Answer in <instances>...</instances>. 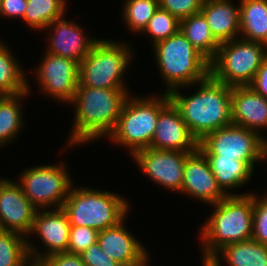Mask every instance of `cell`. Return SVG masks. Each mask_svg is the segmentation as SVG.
Returning <instances> with one entry per match:
<instances>
[{
	"instance_id": "1",
	"label": "cell",
	"mask_w": 267,
	"mask_h": 266,
	"mask_svg": "<svg viewBox=\"0 0 267 266\" xmlns=\"http://www.w3.org/2000/svg\"><path fill=\"white\" fill-rule=\"evenodd\" d=\"M198 87L189 96L181 94L180 87L173 89L168 95L199 143L213 131L232 124V87L216 81L210 75L199 82Z\"/></svg>"
},
{
	"instance_id": "2",
	"label": "cell",
	"mask_w": 267,
	"mask_h": 266,
	"mask_svg": "<svg viewBox=\"0 0 267 266\" xmlns=\"http://www.w3.org/2000/svg\"><path fill=\"white\" fill-rule=\"evenodd\" d=\"M127 89L78 87L73 101L75 117L68 147L93 142L114 131L127 97Z\"/></svg>"
},
{
	"instance_id": "3",
	"label": "cell",
	"mask_w": 267,
	"mask_h": 266,
	"mask_svg": "<svg viewBox=\"0 0 267 266\" xmlns=\"http://www.w3.org/2000/svg\"><path fill=\"white\" fill-rule=\"evenodd\" d=\"M213 213L199 231L203 259H211L223 246L252 238L254 193L227 195L210 205Z\"/></svg>"
},
{
	"instance_id": "4",
	"label": "cell",
	"mask_w": 267,
	"mask_h": 266,
	"mask_svg": "<svg viewBox=\"0 0 267 266\" xmlns=\"http://www.w3.org/2000/svg\"><path fill=\"white\" fill-rule=\"evenodd\" d=\"M157 66L167 85L166 93L190 87L210 75V62L179 30L153 46Z\"/></svg>"
},
{
	"instance_id": "5",
	"label": "cell",
	"mask_w": 267,
	"mask_h": 266,
	"mask_svg": "<svg viewBox=\"0 0 267 266\" xmlns=\"http://www.w3.org/2000/svg\"><path fill=\"white\" fill-rule=\"evenodd\" d=\"M62 209L71 226H85L100 232L127 218L129 204L116 193L73 186Z\"/></svg>"
},
{
	"instance_id": "6",
	"label": "cell",
	"mask_w": 267,
	"mask_h": 266,
	"mask_svg": "<svg viewBox=\"0 0 267 266\" xmlns=\"http://www.w3.org/2000/svg\"><path fill=\"white\" fill-rule=\"evenodd\" d=\"M158 96L129 95L114 131L108 136L111 142L127 147L131 156L151 145L159 113L170 102L168 93Z\"/></svg>"
},
{
	"instance_id": "7",
	"label": "cell",
	"mask_w": 267,
	"mask_h": 266,
	"mask_svg": "<svg viewBox=\"0 0 267 266\" xmlns=\"http://www.w3.org/2000/svg\"><path fill=\"white\" fill-rule=\"evenodd\" d=\"M132 51L122 41L100 39L80 63L78 87L127 89L124 75L133 60Z\"/></svg>"
},
{
	"instance_id": "8",
	"label": "cell",
	"mask_w": 267,
	"mask_h": 266,
	"mask_svg": "<svg viewBox=\"0 0 267 266\" xmlns=\"http://www.w3.org/2000/svg\"><path fill=\"white\" fill-rule=\"evenodd\" d=\"M266 57L267 46L259 42L237 38L221 43L210 61V76L230 87L249 86Z\"/></svg>"
},
{
	"instance_id": "9",
	"label": "cell",
	"mask_w": 267,
	"mask_h": 266,
	"mask_svg": "<svg viewBox=\"0 0 267 266\" xmlns=\"http://www.w3.org/2000/svg\"><path fill=\"white\" fill-rule=\"evenodd\" d=\"M65 164L31 167L19 176L18 184L37 210L62 208L74 182Z\"/></svg>"
},
{
	"instance_id": "10",
	"label": "cell",
	"mask_w": 267,
	"mask_h": 266,
	"mask_svg": "<svg viewBox=\"0 0 267 266\" xmlns=\"http://www.w3.org/2000/svg\"><path fill=\"white\" fill-rule=\"evenodd\" d=\"M264 134L231 124L208 134L198 148L205 155H221L246 162L253 170L255 163L263 161Z\"/></svg>"
},
{
	"instance_id": "11",
	"label": "cell",
	"mask_w": 267,
	"mask_h": 266,
	"mask_svg": "<svg viewBox=\"0 0 267 266\" xmlns=\"http://www.w3.org/2000/svg\"><path fill=\"white\" fill-rule=\"evenodd\" d=\"M80 64L73 59L46 51L44 58L35 68L41 91L59 102L71 103L79 85Z\"/></svg>"
},
{
	"instance_id": "12",
	"label": "cell",
	"mask_w": 267,
	"mask_h": 266,
	"mask_svg": "<svg viewBox=\"0 0 267 266\" xmlns=\"http://www.w3.org/2000/svg\"><path fill=\"white\" fill-rule=\"evenodd\" d=\"M188 152L145 148L132 155L136 165L155 184L174 192L182 191L183 171Z\"/></svg>"
},
{
	"instance_id": "13",
	"label": "cell",
	"mask_w": 267,
	"mask_h": 266,
	"mask_svg": "<svg viewBox=\"0 0 267 266\" xmlns=\"http://www.w3.org/2000/svg\"><path fill=\"white\" fill-rule=\"evenodd\" d=\"M39 211V212H38ZM42 211V212H41ZM37 210L30 234L39 236L45 251H38L37 247L27 239L29 257L32 263L38 264L47 256L67 252L69 245L70 221L62 208L49 211Z\"/></svg>"
},
{
	"instance_id": "14",
	"label": "cell",
	"mask_w": 267,
	"mask_h": 266,
	"mask_svg": "<svg viewBox=\"0 0 267 266\" xmlns=\"http://www.w3.org/2000/svg\"><path fill=\"white\" fill-rule=\"evenodd\" d=\"M37 209L17 182L0 178V229L29 236Z\"/></svg>"
},
{
	"instance_id": "15",
	"label": "cell",
	"mask_w": 267,
	"mask_h": 266,
	"mask_svg": "<svg viewBox=\"0 0 267 266\" xmlns=\"http://www.w3.org/2000/svg\"><path fill=\"white\" fill-rule=\"evenodd\" d=\"M183 193L206 205L215 204L227 196L218 186L210 164L199 148L186 156L181 194Z\"/></svg>"
},
{
	"instance_id": "16",
	"label": "cell",
	"mask_w": 267,
	"mask_h": 266,
	"mask_svg": "<svg viewBox=\"0 0 267 266\" xmlns=\"http://www.w3.org/2000/svg\"><path fill=\"white\" fill-rule=\"evenodd\" d=\"M198 144L179 110L170 101L159 113L150 148L192 153Z\"/></svg>"
},
{
	"instance_id": "17",
	"label": "cell",
	"mask_w": 267,
	"mask_h": 266,
	"mask_svg": "<svg viewBox=\"0 0 267 266\" xmlns=\"http://www.w3.org/2000/svg\"><path fill=\"white\" fill-rule=\"evenodd\" d=\"M70 21L63 16L47 26L45 30L53 29L50 31L52 35L48 37L47 52L73 59L80 64L100 39L89 38L84 34L85 29Z\"/></svg>"
},
{
	"instance_id": "18",
	"label": "cell",
	"mask_w": 267,
	"mask_h": 266,
	"mask_svg": "<svg viewBox=\"0 0 267 266\" xmlns=\"http://www.w3.org/2000/svg\"><path fill=\"white\" fill-rule=\"evenodd\" d=\"M125 220L98 233L100 248L121 266H130L143 261L148 249L125 227Z\"/></svg>"
},
{
	"instance_id": "19",
	"label": "cell",
	"mask_w": 267,
	"mask_h": 266,
	"mask_svg": "<svg viewBox=\"0 0 267 266\" xmlns=\"http://www.w3.org/2000/svg\"><path fill=\"white\" fill-rule=\"evenodd\" d=\"M232 124L260 134L267 128V99L250 86H234L231 95Z\"/></svg>"
},
{
	"instance_id": "20",
	"label": "cell",
	"mask_w": 267,
	"mask_h": 266,
	"mask_svg": "<svg viewBox=\"0 0 267 266\" xmlns=\"http://www.w3.org/2000/svg\"><path fill=\"white\" fill-rule=\"evenodd\" d=\"M231 0H204V15L214 38L221 44L240 35V8Z\"/></svg>"
},
{
	"instance_id": "21",
	"label": "cell",
	"mask_w": 267,
	"mask_h": 266,
	"mask_svg": "<svg viewBox=\"0 0 267 266\" xmlns=\"http://www.w3.org/2000/svg\"><path fill=\"white\" fill-rule=\"evenodd\" d=\"M218 186L226 195H246L249 193L235 194L227 190L239 188L246 184L253 176V170L246 162L235 158H221V155H205Z\"/></svg>"
},
{
	"instance_id": "22",
	"label": "cell",
	"mask_w": 267,
	"mask_h": 266,
	"mask_svg": "<svg viewBox=\"0 0 267 266\" xmlns=\"http://www.w3.org/2000/svg\"><path fill=\"white\" fill-rule=\"evenodd\" d=\"M240 34L242 39L267 46V0H240Z\"/></svg>"
},
{
	"instance_id": "23",
	"label": "cell",
	"mask_w": 267,
	"mask_h": 266,
	"mask_svg": "<svg viewBox=\"0 0 267 266\" xmlns=\"http://www.w3.org/2000/svg\"><path fill=\"white\" fill-rule=\"evenodd\" d=\"M222 258L228 266H267V245L254 239L223 246L212 258Z\"/></svg>"
},
{
	"instance_id": "24",
	"label": "cell",
	"mask_w": 267,
	"mask_h": 266,
	"mask_svg": "<svg viewBox=\"0 0 267 266\" xmlns=\"http://www.w3.org/2000/svg\"><path fill=\"white\" fill-rule=\"evenodd\" d=\"M179 30L209 62L216 56L220 43L201 12L181 19Z\"/></svg>"
},
{
	"instance_id": "25",
	"label": "cell",
	"mask_w": 267,
	"mask_h": 266,
	"mask_svg": "<svg viewBox=\"0 0 267 266\" xmlns=\"http://www.w3.org/2000/svg\"><path fill=\"white\" fill-rule=\"evenodd\" d=\"M29 84L27 91L17 95H4L0 99V147L14 141L25 124L20 100L29 95Z\"/></svg>"
},
{
	"instance_id": "26",
	"label": "cell",
	"mask_w": 267,
	"mask_h": 266,
	"mask_svg": "<svg viewBox=\"0 0 267 266\" xmlns=\"http://www.w3.org/2000/svg\"><path fill=\"white\" fill-rule=\"evenodd\" d=\"M12 55L11 49L0 40V93L17 95L28 90L24 68Z\"/></svg>"
},
{
	"instance_id": "27",
	"label": "cell",
	"mask_w": 267,
	"mask_h": 266,
	"mask_svg": "<svg viewBox=\"0 0 267 266\" xmlns=\"http://www.w3.org/2000/svg\"><path fill=\"white\" fill-rule=\"evenodd\" d=\"M65 0H27L22 19L30 28L44 30L56 19L63 17L67 9Z\"/></svg>"
},
{
	"instance_id": "28",
	"label": "cell",
	"mask_w": 267,
	"mask_h": 266,
	"mask_svg": "<svg viewBox=\"0 0 267 266\" xmlns=\"http://www.w3.org/2000/svg\"><path fill=\"white\" fill-rule=\"evenodd\" d=\"M27 238L20 233L0 229V266H30Z\"/></svg>"
},
{
	"instance_id": "29",
	"label": "cell",
	"mask_w": 267,
	"mask_h": 266,
	"mask_svg": "<svg viewBox=\"0 0 267 266\" xmlns=\"http://www.w3.org/2000/svg\"><path fill=\"white\" fill-rule=\"evenodd\" d=\"M158 8L159 0H126L122 10L125 25L140 34Z\"/></svg>"
},
{
	"instance_id": "30",
	"label": "cell",
	"mask_w": 267,
	"mask_h": 266,
	"mask_svg": "<svg viewBox=\"0 0 267 266\" xmlns=\"http://www.w3.org/2000/svg\"><path fill=\"white\" fill-rule=\"evenodd\" d=\"M180 29V20L171 15L168 11L158 8L148 22L147 26L140 33H145L151 38L153 46L170 36L176 34Z\"/></svg>"
},
{
	"instance_id": "31",
	"label": "cell",
	"mask_w": 267,
	"mask_h": 266,
	"mask_svg": "<svg viewBox=\"0 0 267 266\" xmlns=\"http://www.w3.org/2000/svg\"><path fill=\"white\" fill-rule=\"evenodd\" d=\"M98 231L85 226H71L68 253L81 254L98 241Z\"/></svg>"
},
{
	"instance_id": "32",
	"label": "cell",
	"mask_w": 267,
	"mask_h": 266,
	"mask_svg": "<svg viewBox=\"0 0 267 266\" xmlns=\"http://www.w3.org/2000/svg\"><path fill=\"white\" fill-rule=\"evenodd\" d=\"M252 239L267 245V194L261 199L254 194Z\"/></svg>"
},
{
	"instance_id": "33",
	"label": "cell",
	"mask_w": 267,
	"mask_h": 266,
	"mask_svg": "<svg viewBox=\"0 0 267 266\" xmlns=\"http://www.w3.org/2000/svg\"><path fill=\"white\" fill-rule=\"evenodd\" d=\"M204 0H159V7L179 20L199 13Z\"/></svg>"
},
{
	"instance_id": "34",
	"label": "cell",
	"mask_w": 267,
	"mask_h": 266,
	"mask_svg": "<svg viewBox=\"0 0 267 266\" xmlns=\"http://www.w3.org/2000/svg\"><path fill=\"white\" fill-rule=\"evenodd\" d=\"M80 256L86 266H121L100 248L98 242L83 251Z\"/></svg>"
},
{
	"instance_id": "35",
	"label": "cell",
	"mask_w": 267,
	"mask_h": 266,
	"mask_svg": "<svg viewBox=\"0 0 267 266\" xmlns=\"http://www.w3.org/2000/svg\"><path fill=\"white\" fill-rule=\"evenodd\" d=\"M38 264L40 266H86L80 254H72L68 252L47 256Z\"/></svg>"
},
{
	"instance_id": "36",
	"label": "cell",
	"mask_w": 267,
	"mask_h": 266,
	"mask_svg": "<svg viewBox=\"0 0 267 266\" xmlns=\"http://www.w3.org/2000/svg\"><path fill=\"white\" fill-rule=\"evenodd\" d=\"M27 8V0H1V15L3 17L24 18Z\"/></svg>"
},
{
	"instance_id": "37",
	"label": "cell",
	"mask_w": 267,
	"mask_h": 266,
	"mask_svg": "<svg viewBox=\"0 0 267 266\" xmlns=\"http://www.w3.org/2000/svg\"><path fill=\"white\" fill-rule=\"evenodd\" d=\"M249 86L256 93L267 99V57L263 60L252 83Z\"/></svg>"
},
{
	"instance_id": "38",
	"label": "cell",
	"mask_w": 267,
	"mask_h": 266,
	"mask_svg": "<svg viewBox=\"0 0 267 266\" xmlns=\"http://www.w3.org/2000/svg\"><path fill=\"white\" fill-rule=\"evenodd\" d=\"M221 258L203 259V266H221ZM220 263V264H219Z\"/></svg>"
},
{
	"instance_id": "39",
	"label": "cell",
	"mask_w": 267,
	"mask_h": 266,
	"mask_svg": "<svg viewBox=\"0 0 267 266\" xmlns=\"http://www.w3.org/2000/svg\"><path fill=\"white\" fill-rule=\"evenodd\" d=\"M263 161L267 162V139L266 138H264L263 140Z\"/></svg>"
},
{
	"instance_id": "40",
	"label": "cell",
	"mask_w": 267,
	"mask_h": 266,
	"mask_svg": "<svg viewBox=\"0 0 267 266\" xmlns=\"http://www.w3.org/2000/svg\"><path fill=\"white\" fill-rule=\"evenodd\" d=\"M149 256L150 255H148L143 261H141V262H139V263H137V264H134V265H130V266H149Z\"/></svg>"
},
{
	"instance_id": "41",
	"label": "cell",
	"mask_w": 267,
	"mask_h": 266,
	"mask_svg": "<svg viewBox=\"0 0 267 266\" xmlns=\"http://www.w3.org/2000/svg\"><path fill=\"white\" fill-rule=\"evenodd\" d=\"M30 266H40L39 264L32 263Z\"/></svg>"
},
{
	"instance_id": "42",
	"label": "cell",
	"mask_w": 267,
	"mask_h": 266,
	"mask_svg": "<svg viewBox=\"0 0 267 266\" xmlns=\"http://www.w3.org/2000/svg\"><path fill=\"white\" fill-rule=\"evenodd\" d=\"M0 17H2V16H1V0H0Z\"/></svg>"
}]
</instances>
